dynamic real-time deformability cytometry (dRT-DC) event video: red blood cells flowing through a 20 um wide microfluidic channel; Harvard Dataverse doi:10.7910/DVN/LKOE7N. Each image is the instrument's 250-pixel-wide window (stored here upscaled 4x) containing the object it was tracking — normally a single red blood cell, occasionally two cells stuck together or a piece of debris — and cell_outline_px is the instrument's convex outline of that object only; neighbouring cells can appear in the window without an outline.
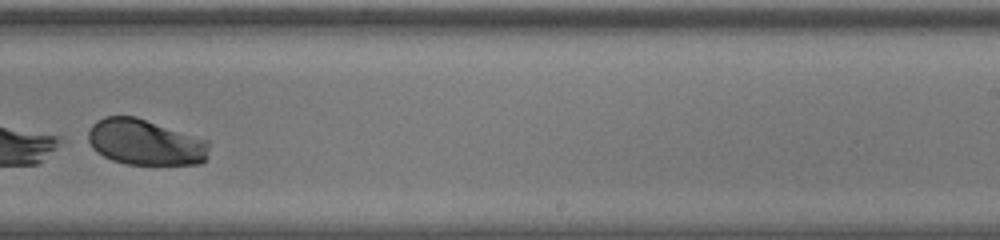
{"species": "human", "species_latin": "Homo sapiens", "temperature_condition": "warm", "stored_images_in_passage": 27, "segment_of_instrument_passage": [2, 2], "camera_frame_rate_fps": 3000, "um_per_image_px": 0.085, "donor": {"sex": "female"}, "frame": {"image": 1, "passage_image": 19, "time_ms": 6.0, "image_size_px": [1000, 240], "cell_outline_px": [[208, 156], [200, 164], [124, 164], [112, 160], [96, 152], [92, 148], [88, 140], [88, 132], [92, 124], [96, 120], [104, 116], [136, 116], [208, 140]], "centroid_in_image_um": [12.32, 12.08], "position_along_channel_um": 276.7, "area_um2": 32.43}}